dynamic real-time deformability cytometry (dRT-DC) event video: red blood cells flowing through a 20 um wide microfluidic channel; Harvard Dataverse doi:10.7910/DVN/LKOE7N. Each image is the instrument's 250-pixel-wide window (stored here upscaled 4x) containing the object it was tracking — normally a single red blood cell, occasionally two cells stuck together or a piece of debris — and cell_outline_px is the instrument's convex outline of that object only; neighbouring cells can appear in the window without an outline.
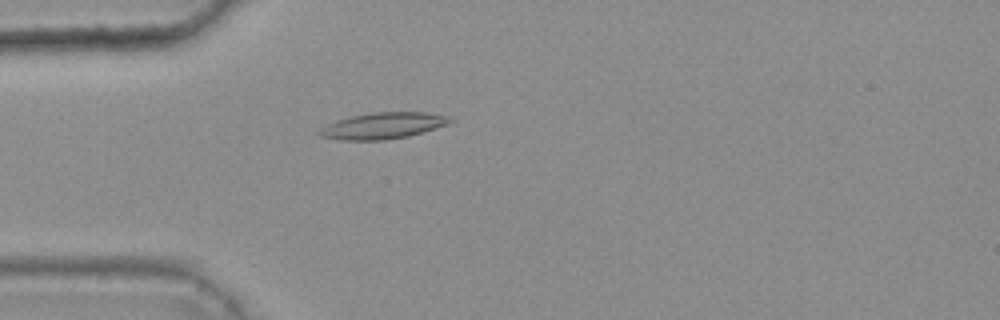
{"species": "common noctule bat (a hibernating species)", "species_latin": "Nyctalus noctula", "temperature_condition": "warm", "stored_images_in_passage": 44, "camera_frame_rate_fps": 3000, "um_per_image_px": 0.085, "animal": {"sex": "female", "body_mass_g": 25.1}, "frame": {"image": 1, "passage_image": 11, "time_ms": 3.333, "image_size_px": [1000, 320], "cell_outline_px": [[456, 120], [448, 124], [408, 136], [384, 140], [340, 140], [320, 136], [316, 132], [320, 128], [336, 120], [352, 116], [372, 112], [424, 112], [444, 116]], "centroid_in_image_um": [32.5, 10.69], "position_along_channel_um": 52.5, "area_um2": 19.88}}
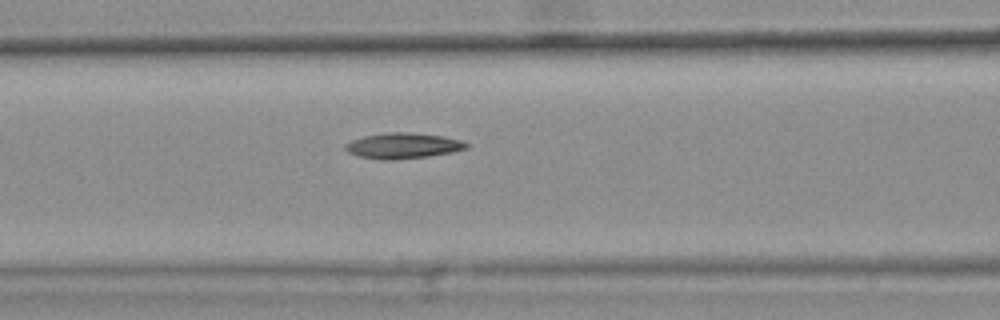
{"frame": {"image": 2, "passage_image": 18, "time_ms": 5.667, "image_size_px": [1000, 320], "cell_outline_px": [[468, 148], [452, 152], [428, 156], [392, 160], [380, 160], [360, 156], [348, 152], [344, 148], [344, 144], [352, 140], [364, 136], [388, 132], [408, 132], [440, 136], [460, 140], [468, 144]], "centroid_in_image_um": [34.22, 12.39], "position_along_channel_um": 132.4, "area_um2": 17.92}}
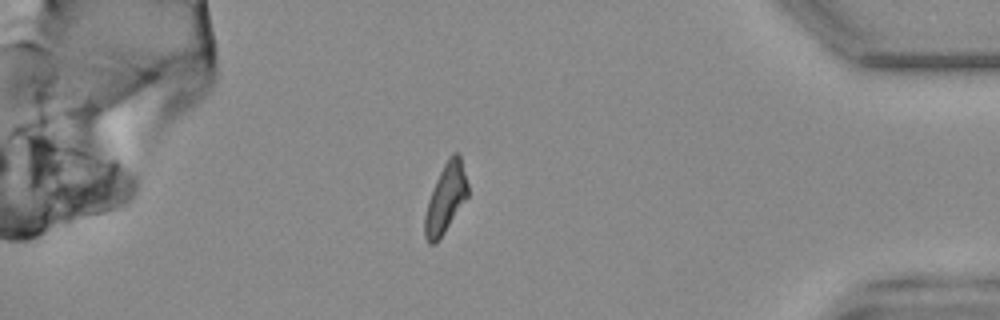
{"frame": {"image": 3, "passage_image": 42, "time_ms": 13.667, "image_size_px": [1000, 320], "cell_outline_px": [[468, 196], [436, 244], [428, 244], [424, 236], [424, 216], [428, 200], [436, 180], [448, 156], [452, 152], [460, 152], [468, 184]], "centroid_in_image_um": [37.88, 16.84], "position_along_channel_um": 397.3, "area_um2": 17.4}, "authors_computed_cell_mechanics": {"area_um2": 17.5712, "velocity_mm_per_s": 3.7429, "shape_relaxation_time_tau1_ms": null, "shape_relaxation_time_tau2_ms": 4.3482, "deformation_change_tau1": null, "deformation_change_tau2": 0.0997}}